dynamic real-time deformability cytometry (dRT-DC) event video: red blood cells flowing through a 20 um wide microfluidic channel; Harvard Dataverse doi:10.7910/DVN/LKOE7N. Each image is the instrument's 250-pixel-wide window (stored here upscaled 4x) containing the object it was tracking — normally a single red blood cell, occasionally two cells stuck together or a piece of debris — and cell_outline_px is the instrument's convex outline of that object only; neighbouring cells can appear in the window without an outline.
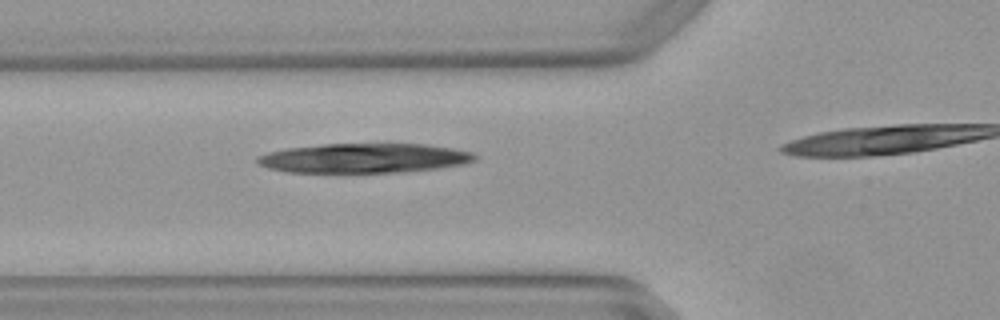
{"species": "Egyptian fruit bat (a non-hibernating species)", "species_latin": "Rousettus aegyptiacus", "temperature_condition": "warm", "stored_images_in_passage": 3, "camera_frame_rate_fps": 3000, "um_per_image_px": 0.085, "animal": {"sex": "female"}, "frame": {"image": 1, "passage_image": 3, "time_ms": 0.667, "image_size_px": [1000, 320], "cell_outline_px": [[476, 160], [464, 164], [440, 168], [404, 172], [288, 172], [268, 168], [256, 164], [256, 156], [268, 152], [288, 148], [324, 144], [424, 144], [472, 152], [476, 156]], "centroid_in_image_um": [30.91, 13.45], "position_along_channel_um": 94.9, "area_um2": 37.34}}